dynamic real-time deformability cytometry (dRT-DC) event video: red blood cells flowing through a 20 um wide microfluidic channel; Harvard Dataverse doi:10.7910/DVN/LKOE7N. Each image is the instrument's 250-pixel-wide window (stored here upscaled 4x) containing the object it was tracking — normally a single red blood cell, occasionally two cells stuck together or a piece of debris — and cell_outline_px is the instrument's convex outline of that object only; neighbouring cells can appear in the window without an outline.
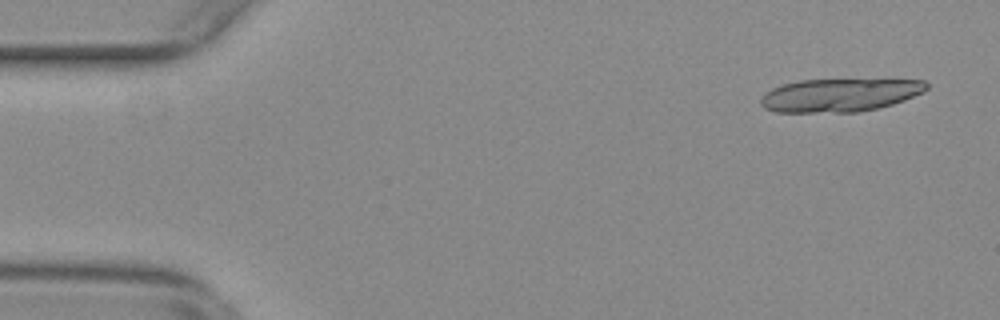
{"species": "common noctule bat (a hibernating species)", "species_latin": "Nyctalus noctula", "temperature_condition": "warm", "stored_images_in_passage": 18, "camera_frame_rate_fps": 3000, "um_per_image_px": 0.085, "animal": {"sex": "female", "body_mass_g": 29.2, "forearm_length_mm": 56.3}, "frame": {"image": 1, "passage_image": 3, "time_ms": 0.667, "image_size_px": [1000, 320], "cell_outline_px": [[928, 88], [924, 92], [904, 100], [892, 104], [876, 108], [856, 112], [776, 112], [764, 108], [760, 104], [760, 96], [764, 92], [772, 88], [784, 84], [800, 80], [924, 80], [928, 84]], "centroid_in_image_um": [71.34, 8.09], "position_along_channel_um": 13.7, "area_um2": 31.91}}